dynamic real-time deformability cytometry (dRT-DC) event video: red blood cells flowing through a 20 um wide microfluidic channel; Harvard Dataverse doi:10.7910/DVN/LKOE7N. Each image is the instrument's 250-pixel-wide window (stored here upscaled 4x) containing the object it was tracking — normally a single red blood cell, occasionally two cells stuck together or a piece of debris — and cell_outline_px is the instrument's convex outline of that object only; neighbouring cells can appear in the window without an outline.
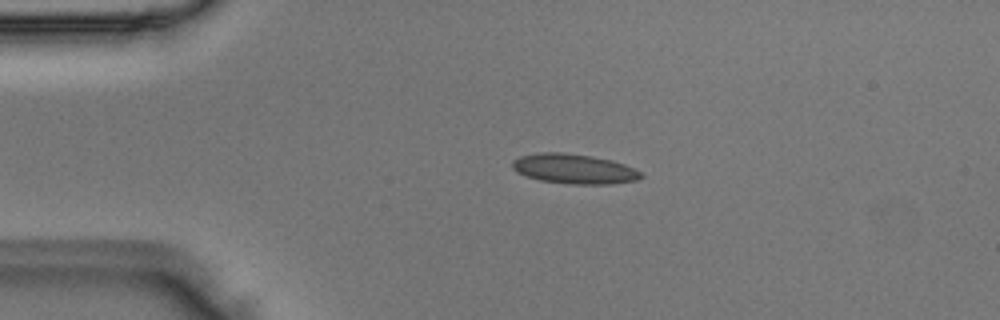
{"species": "Egyptian fruit bat (a non-hibernating species)", "species_latin": "Rousettus aegyptiacus", "temperature_condition": "room temperature", "stored_images_in_passage": 41, "camera_frame_rate_fps": 3000, "um_per_image_px": 0.085, "animal": {"sex": "male"}, "frame": {"image": 1, "passage_image": 1, "time_ms": 0.0, "image_size_px": [1000, 320], "cell_outline_px": [[644, 176], [636, 180], [612, 184], [572, 184], [540, 180], [516, 172], [512, 168], [512, 160], [520, 156], [540, 152], [564, 152], [592, 156], [612, 160], [624, 164], [640, 172]], "centroid_in_image_um": [48.78, 14.34], "position_along_channel_um": 36.2, "area_um2": 22.31}}
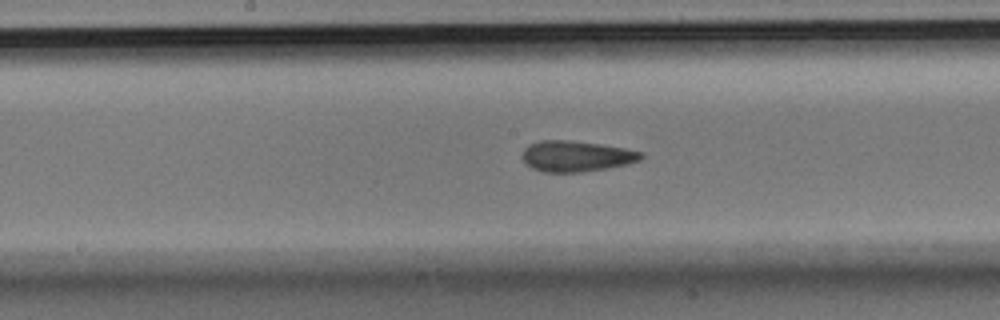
{"frame": {"image": 2, "passage_image": 16, "time_ms": 5.0, "image_size_px": [1000, 320], "cell_outline_px": [[644, 156], [640, 160], [628, 164], [608, 168], [580, 172], [544, 172], [532, 168], [520, 156], [524, 148], [528, 144], [540, 140], [572, 140], [600, 144], [624, 148], [644, 152]], "centroid_in_image_um": [48.98, 13.27], "position_along_channel_um": 199.2, "area_um2": 21.5}}
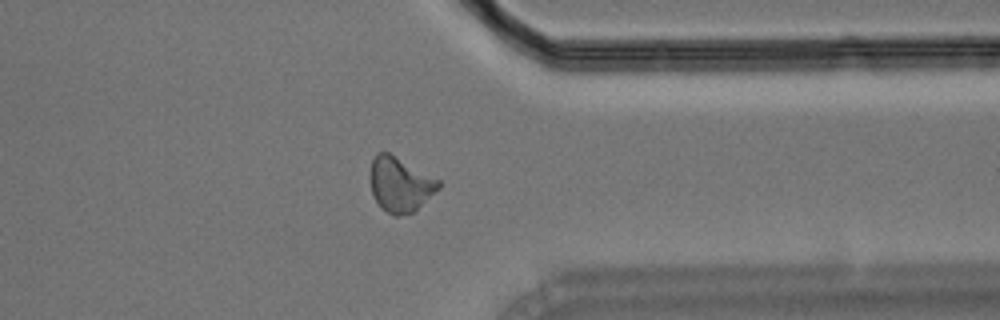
{"frame": {"image": 3, "passage_image": 30, "time_ms": 9.667, "image_size_px": [1000, 320], "cell_outline_px": [[440, 188], [412, 212], [396, 216], [392, 216], [380, 208], [372, 192], [368, 180], [368, 172], [372, 160], [376, 152], [388, 152], [440, 180]], "centroid_in_image_um": [33.95, 15.66], "position_along_channel_um": 377.5, "area_um2": 21.91}}